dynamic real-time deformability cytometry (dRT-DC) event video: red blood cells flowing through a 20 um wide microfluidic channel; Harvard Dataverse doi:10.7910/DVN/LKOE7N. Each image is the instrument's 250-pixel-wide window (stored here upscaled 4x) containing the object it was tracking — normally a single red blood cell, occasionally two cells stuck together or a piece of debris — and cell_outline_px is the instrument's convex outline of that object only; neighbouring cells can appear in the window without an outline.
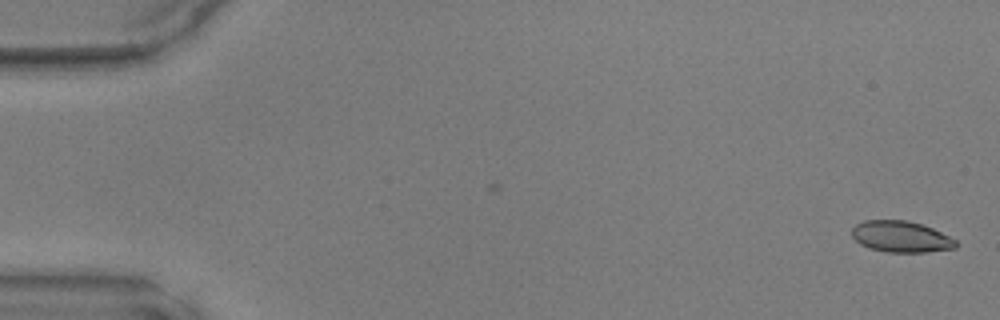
{"species": "common noctule bat (a hibernating species)", "species_latin": "Nyctalus noctula", "temperature_condition": "warm", "stored_images_in_passage": 48, "camera_frame_rate_fps": 3000, "um_per_image_px": 0.085, "animal": {"sex": "male", "body_mass_g": 17.9, "forearm_length_mm": 54.2}, "frame": {"image": 1, "passage_image": 1, "time_ms": 0.0, "image_size_px": [1000, 320], "cell_outline_px": [[956, 248], [924, 252], [888, 252], [868, 248], [860, 244], [852, 236], [852, 228], [856, 224], [864, 220], [908, 220], [924, 224], [956, 240]], "centroid_in_image_um": [76.56, 20.11], "position_along_channel_um": 8.4, "area_um2": 18.96}}
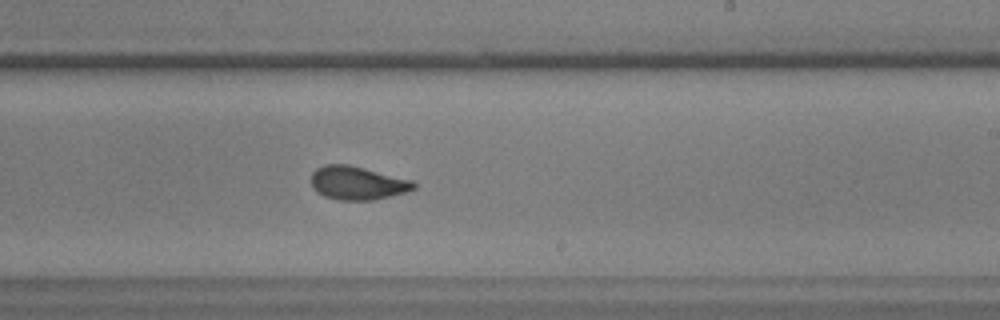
{"frame": {"image": 2, "passage_image": 29, "time_ms": 9.333, "image_size_px": [1000, 320], "cell_outline_px": [[416, 188], [404, 192], [372, 200], [340, 200], [324, 196], [316, 192], [312, 188], [312, 172], [316, 168], [324, 164], [348, 164], [412, 180], [416, 184]], "centroid_in_image_um": [30.34, 15.55], "position_along_channel_um": 258.7, "area_um2": 19.88}}
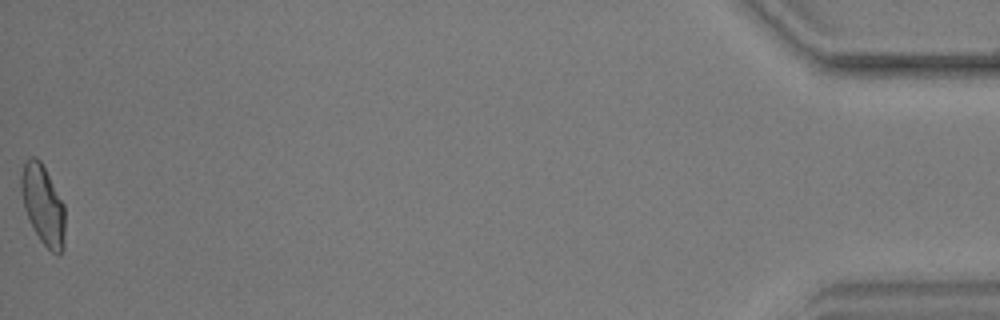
{"frame": {"image": 3, "passage_image": 48, "time_ms": 15.667, "image_size_px": [1000, 320], "cell_outline_px": [[64, 248], [60, 256], [52, 252], [40, 240], [24, 208], [20, 192], [20, 176], [24, 160], [32, 156], [36, 156], [40, 160], [64, 204]], "centroid_in_image_um": [3.64, 17.39], "position_along_channel_um": 431.6, "area_um2": 20.35}}